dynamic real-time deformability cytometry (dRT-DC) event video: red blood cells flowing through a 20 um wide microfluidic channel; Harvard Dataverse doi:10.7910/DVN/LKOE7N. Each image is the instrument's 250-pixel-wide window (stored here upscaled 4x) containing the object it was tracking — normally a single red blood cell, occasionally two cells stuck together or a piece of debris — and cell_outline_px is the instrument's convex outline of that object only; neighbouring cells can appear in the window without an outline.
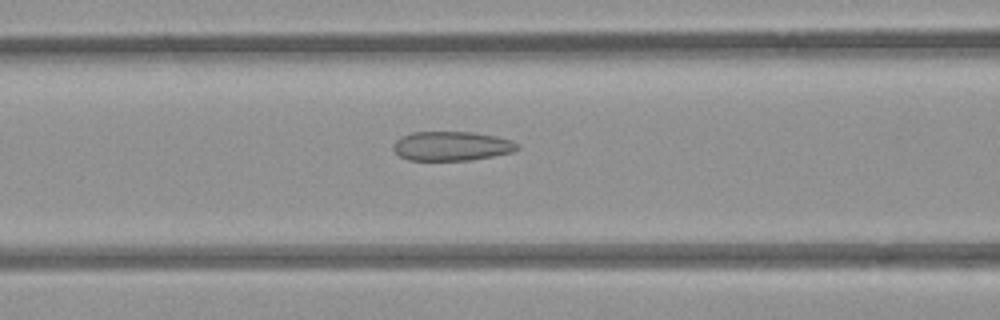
{"species": "common noctule bat (a hibernating species)", "species_latin": "Nyctalus noctula", "temperature_condition": "room temperature", "stored_images_in_passage": 51, "camera_frame_rate_fps": 3000, "um_per_image_px": 0.085, "animal": {"sex": "female", "body_mass_g": 21.9}, "frame": {"image": 1, "passage_image": 22, "time_ms": 7.0, "image_size_px": [1000, 320], "cell_outline_px": [[520, 148], [512, 152], [492, 156], [468, 160], [408, 160], [400, 156], [392, 148], [392, 144], [400, 136], [412, 132], [472, 132], [496, 136], [512, 140], [520, 144]], "centroid_in_image_um": [38.38, 12.41], "position_along_channel_um": 128.2, "area_um2": 21.27}}
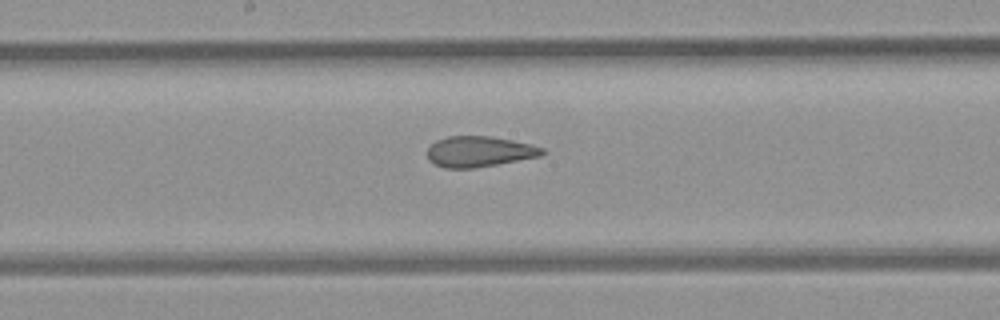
{"frame": {"image": 2, "passage_image": 28, "time_ms": 9.0, "image_size_px": [1000, 320], "cell_outline_px": [[544, 152], [540, 156], [496, 164], [472, 168], [444, 168], [432, 164], [428, 160], [428, 148], [436, 140], [448, 136], [492, 136], [532, 144], [544, 148]], "centroid_in_image_um": [40.71, 12.88], "position_along_channel_um": 207.5, "area_um2": 20.52}}
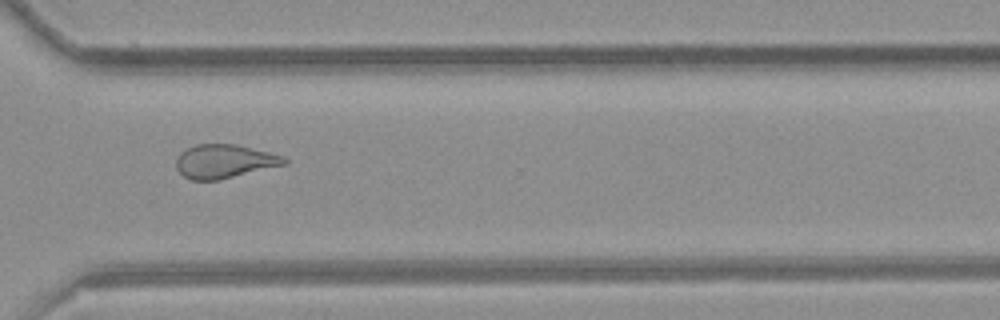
{"frame": {"image": 3, "passage_image": 39, "time_ms": 12.667, "image_size_px": [1000, 320], "cell_outline_px": [[288, 164], [216, 180], [192, 180], [184, 176], [176, 168], [176, 160], [180, 152], [196, 144], [236, 144], [284, 156], [288, 160]], "centroid_in_image_um": [19.08, 13.7], "position_along_channel_um": 351.5, "area_um2": 21.1}, "authors_computed_cell_mechanics": {"area_um2": 22.4264, "velocity_mm_per_s": 3.9465, "shape_relaxation_time_tau1_ms": null, "shape_relaxation_time_tau2_ms": 2.1336, "deformation_change_tau1": null, "deformation_change_tau2": 0.1058}}